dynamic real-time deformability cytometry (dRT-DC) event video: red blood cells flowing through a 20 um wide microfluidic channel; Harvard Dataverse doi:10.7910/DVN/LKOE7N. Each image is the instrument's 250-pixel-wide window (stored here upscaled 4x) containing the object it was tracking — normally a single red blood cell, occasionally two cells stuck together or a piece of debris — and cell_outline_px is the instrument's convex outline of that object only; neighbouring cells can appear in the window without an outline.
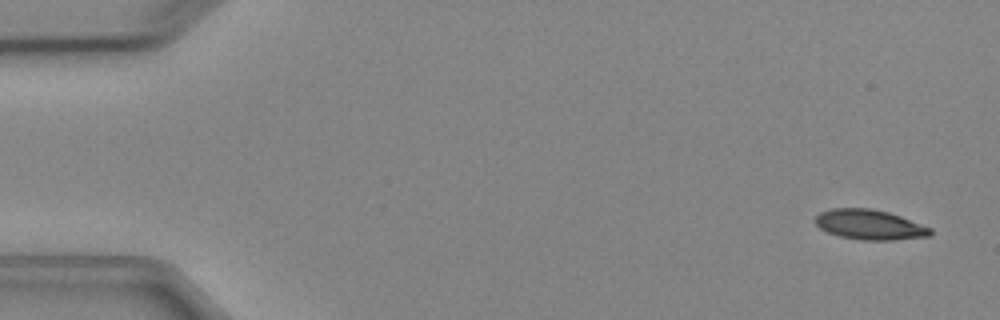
{"species": "Egyptian fruit bat (a non-hibernating species)", "species_latin": "Rousettus aegyptiacus", "temperature_condition": "cold", "stored_images_in_passage": 4, "camera_frame_rate_fps": 3000, "um_per_image_px": 0.085, "animal": {"sex": "female"}, "frame": {"image": 1, "passage_image": 1, "time_ms": 0.0, "image_size_px": [1000, 320], "cell_outline_px": [[932, 236], [892, 240], [860, 240], [840, 236], [828, 232], [820, 228], [816, 224], [816, 216], [820, 212], [832, 208], [868, 208], [888, 212], [900, 216], [932, 228]], "centroid_in_image_um": [73.94, 19.1], "position_along_channel_um": 11.1, "area_um2": 20.06}}
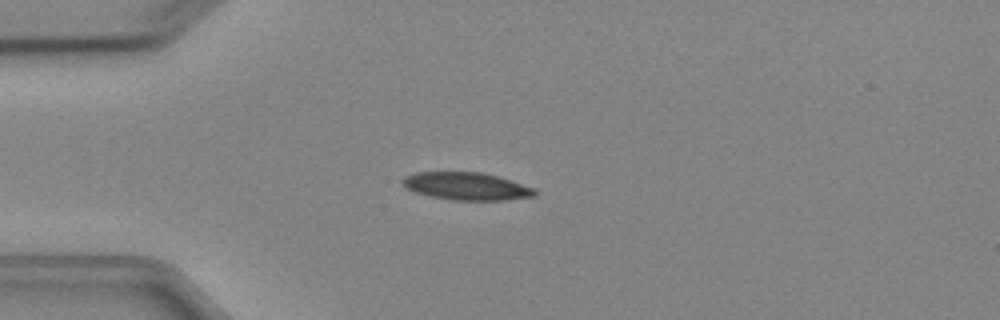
{"frame": {"image": 2, "passage_image": 4, "time_ms": 3.667, "image_size_px": [1000, 320], "cell_outline_px": [[536, 196], [504, 200], [452, 200], [432, 196], [416, 192], [408, 188], [400, 180], [404, 176], [416, 172], [480, 172], [500, 176], [536, 188]], "centroid_in_image_um": [39.7, 15.82], "position_along_channel_um": 45.3, "area_um2": 21.33}}